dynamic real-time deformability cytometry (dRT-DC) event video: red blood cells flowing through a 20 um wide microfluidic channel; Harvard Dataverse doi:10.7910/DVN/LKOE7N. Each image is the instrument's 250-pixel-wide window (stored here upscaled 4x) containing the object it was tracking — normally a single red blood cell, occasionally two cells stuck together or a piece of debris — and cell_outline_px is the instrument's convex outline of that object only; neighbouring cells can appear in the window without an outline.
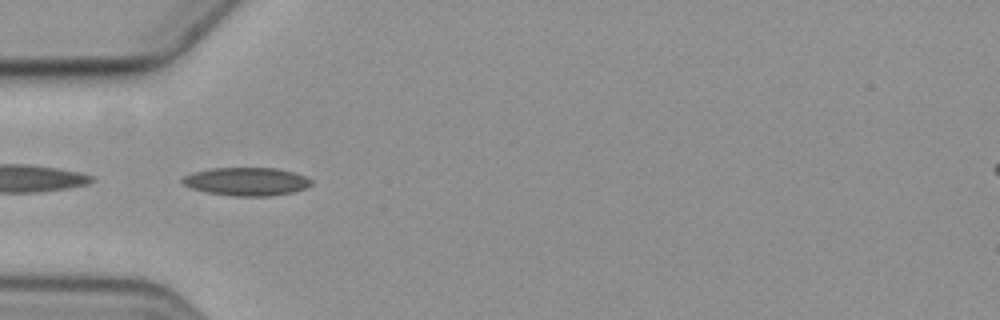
{"species": "common noctule bat (a hibernating species)", "species_latin": "Nyctalus noctula", "temperature_condition": "cold", "stored_images_in_passage": 4, "camera_frame_rate_fps": 3000, "um_per_image_px": 0.085, "animal": {"sex": "female", "body_mass_g": 19.3, "forearm_length_mm": 54.1}, "frame": {"image": 1, "passage_image": 3, "time_ms": 2.667, "image_size_px": [1000, 320], "cell_outline_px": [[312, 184], [304, 188], [292, 192], [272, 196], [232, 196], [208, 192], [192, 188], [184, 184], [180, 180], [184, 176], [192, 172], [208, 168], [276, 168], [292, 172], [304, 176], [312, 180]], "centroid_in_image_um": [20.93, 15.42], "position_along_channel_um": 64.1, "area_um2": 21.1}}